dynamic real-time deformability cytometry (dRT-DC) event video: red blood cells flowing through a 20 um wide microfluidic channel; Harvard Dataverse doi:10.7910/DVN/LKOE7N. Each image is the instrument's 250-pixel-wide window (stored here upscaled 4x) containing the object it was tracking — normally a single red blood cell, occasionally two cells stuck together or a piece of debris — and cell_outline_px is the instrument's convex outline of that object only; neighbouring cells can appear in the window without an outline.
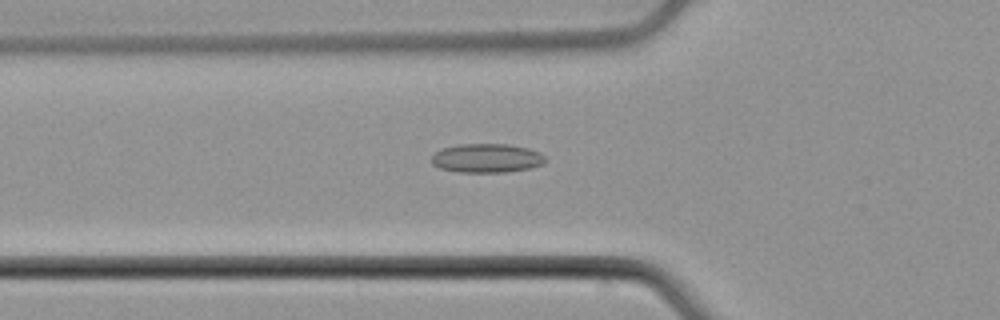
{"species": "common noctule bat (a hibernating species)", "species_latin": "Nyctalus noctula", "temperature_condition": "cold", "stored_images_in_passage": 53, "camera_frame_rate_fps": 3000, "um_per_image_px": 0.085, "animal": {"sex": "male", "body_mass_g": 21.5, "forearm_length_mm": 52.0}, "frame": {"image": 1, "passage_image": 19, "time_ms": 6.0, "image_size_px": [1000, 320], "cell_outline_px": [[548, 160], [532, 168], [508, 172], [456, 172], [440, 168], [432, 164], [432, 156], [436, 152], [444, 148], [460, 144], [508, 144], [528, 148], [540, 152]], "centroid_in_image_um": [41.4, 13.45], "position_along_channel_um": 84.4, "area_um2": 19.25}}
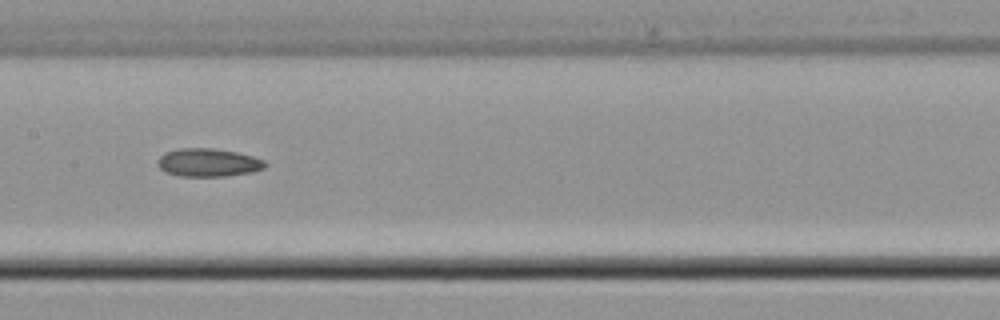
{"frame": {"image": 2, "passage_image": 27, "time_ms": 8.667, "image_size_px": [1000, 320], "cell_outline_px": [[268, 164], [264, 168], [252, 172], [224, 176], [180, 176], [168, 172], [160, 168], [156, 160], [164, 152], [180, 148], [212, 148], [236, 152], [252, 156], [264, 160]], "centroid_in_image_um": [17.7, 13.81], "position_along_channel_um": 189.7, "area_um2": 17.57}}
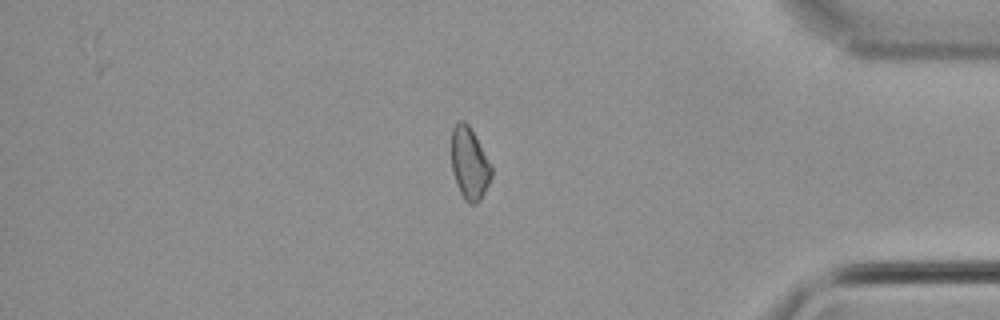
{"frame": {"image": 3, "passage_image": 45, "time_ms": 14.667, "image_size_px": [1000, 320], "cell_outline_px": [[492, 176], [480, 200], [476, 204], [472, 204], [460, 192], [456, 184], [452, 172], [452, 128], [460, 120], [464, 120], [468, 124], [492, 164]], "centroid_in_image_um": [39.91, 13.87], "position_along_channel_um": 395.3, "area_um2": 16.65}, "authors_computed_cell_mechanics": {"area_um2": 17.7446, "velocity_mm_per_s": 3.9317, "shape_relaxation_time_tau1_ms": null, "shape_relaxation_time_tau2_ms": 8.5597, "deformation_change_tau1": null, "deformation_change_tau2": 0.1592}}